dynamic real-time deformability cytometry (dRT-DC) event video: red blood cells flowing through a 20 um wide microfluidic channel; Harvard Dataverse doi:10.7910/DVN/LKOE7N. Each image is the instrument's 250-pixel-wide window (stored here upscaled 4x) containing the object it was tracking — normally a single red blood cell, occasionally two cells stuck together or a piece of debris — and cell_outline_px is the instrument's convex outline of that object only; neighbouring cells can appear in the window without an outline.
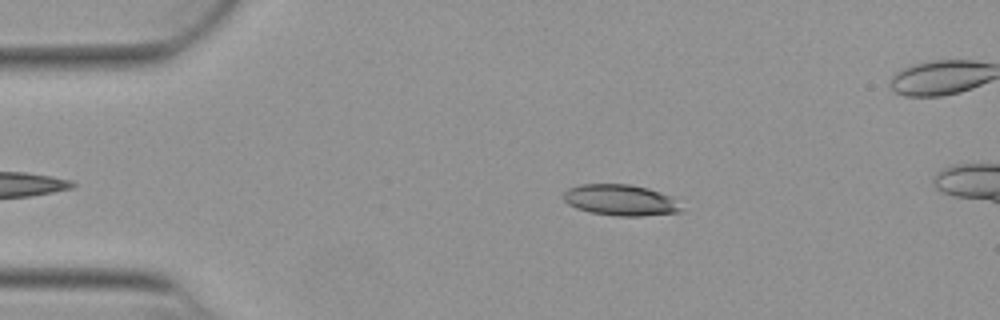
{"species": "Egyptian fruit bat (a non-hibernating species)", "species_latin": "Rousettus aegyptiacus", "temperature_condition": "warm", "stored_images_in_passage": 10, "camera_frame_rate_fps": 3000, "um_per_image_px": 0.085, "animal": {"sex": "female"}, "frame": {"image": 1, "passage_image": 4, "time_ms": 1.0, "image_size_px": [1000, 320], "cell_outline_px": [[684, 212], [644, 216], [616, 216], [588, 212], [576, 208], [568, 204], [564, 200], [564, 192], [568, 188], [580, 184], [628, 184], [648, 188], [660, 192], [668, 196], [684, 208]], "centroid_in_image_um": [52.74, 17.02], "position_along_channel_um": 32.3, "area_um2": 21.44}}